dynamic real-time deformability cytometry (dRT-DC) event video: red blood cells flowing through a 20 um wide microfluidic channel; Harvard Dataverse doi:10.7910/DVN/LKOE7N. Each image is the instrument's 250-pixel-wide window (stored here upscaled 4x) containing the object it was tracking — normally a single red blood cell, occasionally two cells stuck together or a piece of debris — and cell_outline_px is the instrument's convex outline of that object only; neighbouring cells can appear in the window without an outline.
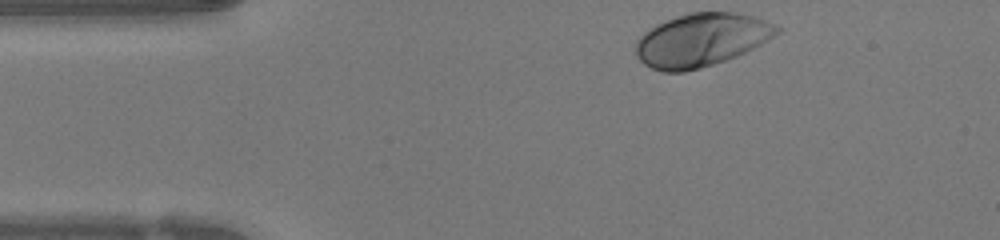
{"species": "human", "species_latin": "Homo sapiens", "temperature_condition": "warm", "stored_images_in_passage": 33, "camera_frame_rate_fps": 3000, "um_per_image_px": 0.085, "donor": {"sex": "female"}, "frame": {"image": 1, "passage_image": 1, "time_ms": 0.0, "image_size_px": [1000, 240], "cell_outline_px": [[784, 28], [780, 32], [760, 44], [736, 56], [700, 68], [684, 72], [664, 72], [652, 68], [644, 64], [636, 56], [636, 40], [644, 32], [656, 24], [676, 16], [688, 12], [736, 12], [752, 16], [776, 24]], "centroid_in_image_um": [59.6, 3.38], "position_along_channel_um": 25.4, "area_um2": 43.64}}
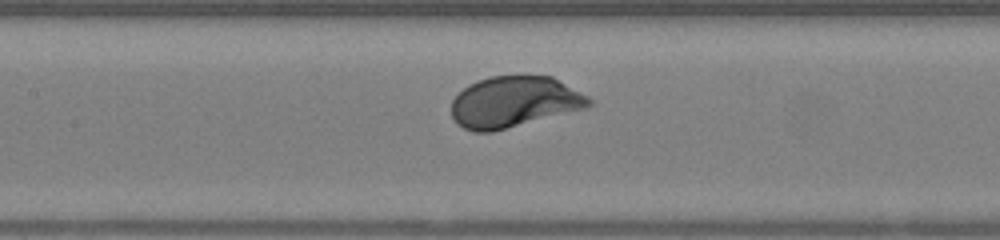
{"frame": {"image": 2, "passage_image": 15, "time_ms": 4.667, "image_size_px": [1000, 240], "cell_outline_px": [[592, 104], [584, 108], [492, 132], [472, 132], [456, 124], [452, 116], [452, 100], [468, 84], [492, 76], [552, 76], [588, 96], [592, 100]], "centroid_in_image_um": [43.67, 8.67], "position_along_channel_um": 163.7, "area_um2": 40.58}}
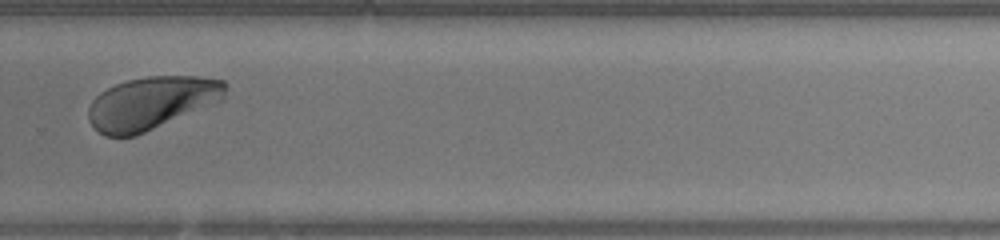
{"frame": {"image": 3, "passage_image": 26, "time_ms": 8.333, "image_size_px": [1000, 240], "cell_outline_px": [[228, 88], [224, 100], [136, 136], [104, 136], [88, 120], [88, 108], [92, 100], [100, 92], [116, 84], [128, 80], [148, 76], [200, 76], [224, 80], [228, 84]], "centroid_in_image_um": [12.93, 8.74], "position_along_channel_um": 316.9, "area_um2": 42.43}, "authors_computed_cell_mechanics": {"area_um2": 41.6738, "velocity_mm_per_s": 4.1872, "shape_relaxation_time_tau1_ms": 1.329, "shape_relaxation_time_tau2_ms": null, "deformation_change_tau1": 0.1483, "deformation_change_tau2": null}}